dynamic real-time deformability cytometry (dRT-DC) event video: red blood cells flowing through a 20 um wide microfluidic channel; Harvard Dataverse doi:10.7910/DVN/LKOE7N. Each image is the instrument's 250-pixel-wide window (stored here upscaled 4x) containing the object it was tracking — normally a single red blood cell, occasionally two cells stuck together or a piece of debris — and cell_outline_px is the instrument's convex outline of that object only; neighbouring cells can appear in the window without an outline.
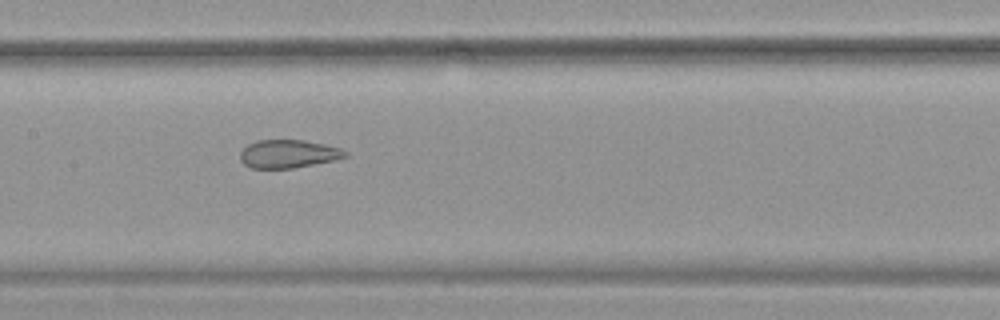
{"species": "common noctule bat (a hibernating species)", "species_latin": "Nyctalus noctula", "temperature_condition": "warm", "stored_images_in_passage": 54, "segment_of_instrument_passage": [2, 2], "camera_frame_rate_fps": 3000, "um_per_image_px": 0.085, "animal": {"sex": "female", "body_mass_g": 19.9}, "frame": {"image": 1, "passage_image": 27, "time_ms": 8.667, "image_size_px": [1000, 320], "cell_outline_px": [[348, 156], [336, 160], [292, 168], [252, 168], [244, 164], [240, 160], [240, 152], [248, 144], [256, 140], [304, 140], [324, 144], [340, 148], [348, 152]], "centroid_in_image_um": [24.52, 13.07], "position_along_channel_um": 182.9, "area_um2": 17.28}}
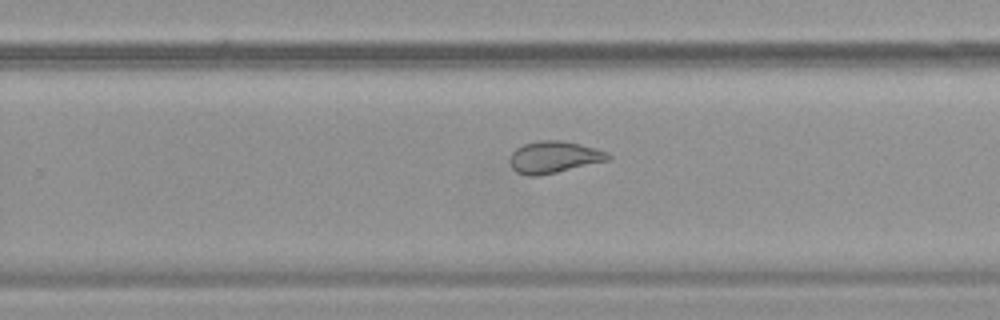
{"frame": {"image": 2, "passage_image": 35, "time_ms": 11.333, "image_size_px": [1000, 320], "cell_outline_px": [[612, 160], [556, 172], [536, 176], [528, 176], [516, 172], [512, 168], [508, 160], [512, 152], [516, 148], [524, 144], [540, 140], [560, 140], [580, 144], [596, 148], [608, 152], [612, 156]], "centroid_in_image_um": [47.1, 13.35], "position_along_channel_um": 282.7, "area_um2": 18.44}}
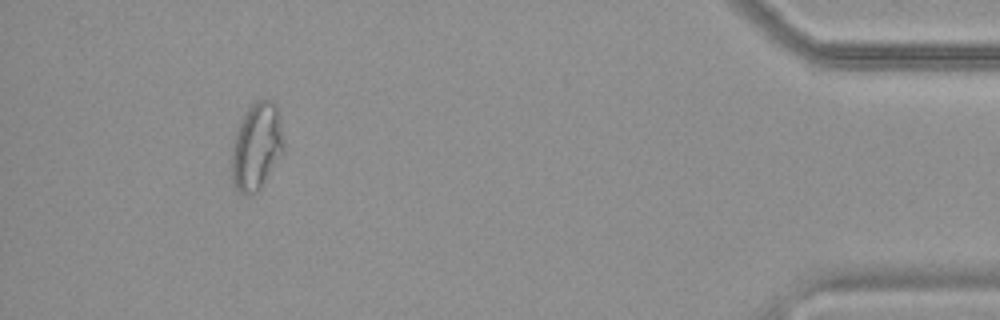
{"frame": {"image": 3, "passage_image": 50, "time_ms": 16.333, "image_size_px": [1000, 320], "cell_outline_px": [[284, 152], [260, 188], [256, 192], [248, 196], [244, 196], [236, 192], [232, 184], [232, 144], [236, 128], [240, 120], [248, 108], [256, 100], [268, 100], [276, 104], [280, 116], [284, 144]], "centroid_in_image_um": [21.79, 12.48], "position_along_channel_um": 413.4, "area_um2": 26.88}}